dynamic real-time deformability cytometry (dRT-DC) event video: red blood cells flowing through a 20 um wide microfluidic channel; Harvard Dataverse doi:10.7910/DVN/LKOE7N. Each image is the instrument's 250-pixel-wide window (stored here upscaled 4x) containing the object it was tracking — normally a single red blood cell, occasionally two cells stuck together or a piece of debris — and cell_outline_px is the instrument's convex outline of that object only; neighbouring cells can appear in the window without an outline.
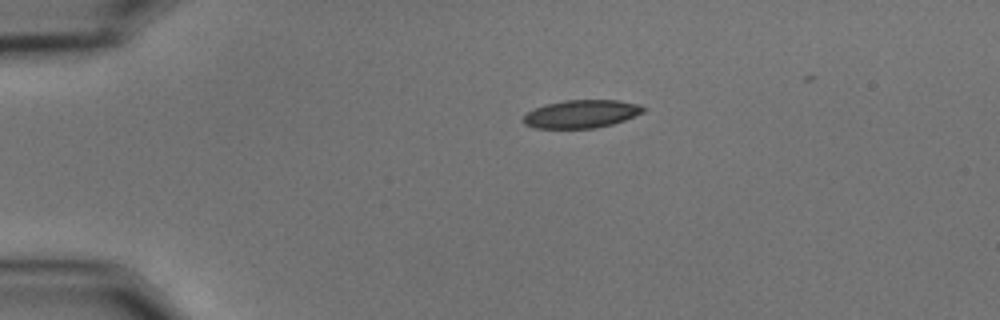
{"species": "common noctule bat (a hibernating species)", "species_latin": "Nyctalus noctula", "temperature_condition": "cold", "stored_images_in_passage": 41, "camera_frame_rate_fps": 3000, "um_per_image_px": 0.085, "animal": {"sex": "male", "body_mass_g": 15.6}, "frame": {"image": 1, "passage_image": 1, "time_ms": 0.0, "image_size_px": [1000, 320], "cell_outline_px": [[644, 112], [624, 120], [612, 124], [596, 128], [536, 128], [524, 124], [524, 116], [528, 112], [544, 104], [564, 100], [620, 100], [636, 104], [644, 108]], "centroid_in_image_um": [49.4, 9.68], "position_along_channel_um": 35.6, "area_um2": 19.42}}
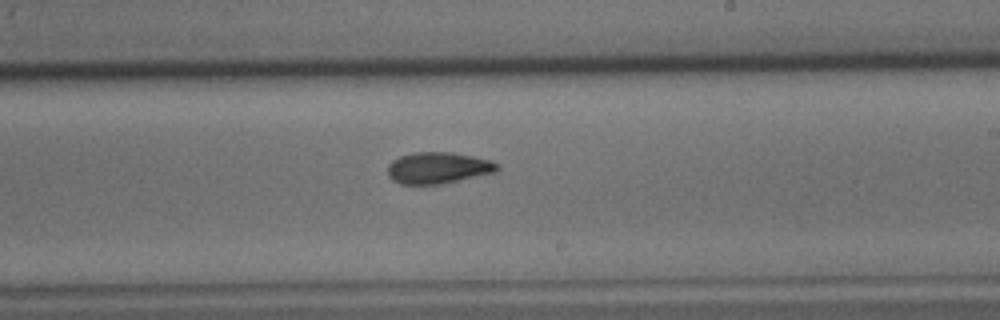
{"frame": {"image": 2, "passage_image": 23, "time_ms": 7.333, "image_size_px": [1000, 320], "cell_outline_px": [[500, 168], [496, 172], [440, 184], [400, 184], [392, 180], [388, 176], [388, 164], [392, 160], [400, 156], [412, 152], [452, 152], [472, 156], [488, 160], [500, 164]], "centroid_in_image_um": [37.22, 14.26], "position_along_channel_um": 251.8, "area_um2": 20.11}}
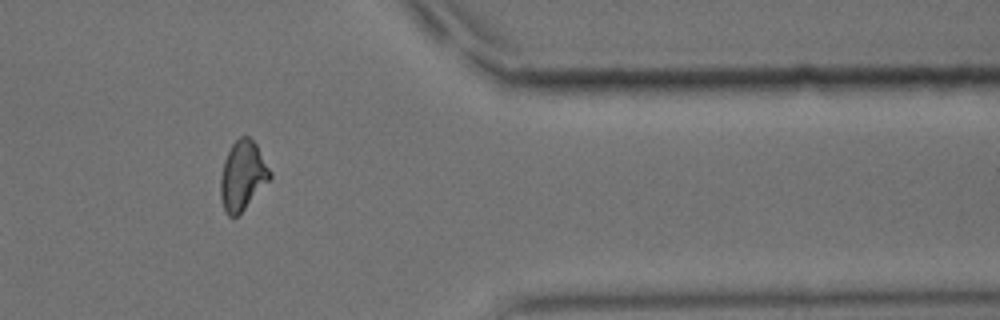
{"frame": {"image": 3, "passage_image": 36, "time_ms": 11.667, "image_size_px": [1000, 320], "cell_outline_px": [[272, 176], [244, 208], [236, 216], [228, 216], [224, 212], [220, 196], [220, 176], [224, 160], [232, 144], [240, 136], [248, 136], [256, 144], [272, 172]], "centroid_in_image_um": [20.6, 14.91], "position_along_channel_um": 390.8, "area_um2": 19.71}, "authors_computed_cell_mechanics": {"area_um2": 19.8832, "velocity_mm_per_s": 3.56, "shape_relaxation_time_tau1_ms": 7.3107, "shape_relaxation_time_tau2_ms": 3.8941, "deformation_change_tau1": 0.1598, "deformation_change_tau2": 0.0925}}